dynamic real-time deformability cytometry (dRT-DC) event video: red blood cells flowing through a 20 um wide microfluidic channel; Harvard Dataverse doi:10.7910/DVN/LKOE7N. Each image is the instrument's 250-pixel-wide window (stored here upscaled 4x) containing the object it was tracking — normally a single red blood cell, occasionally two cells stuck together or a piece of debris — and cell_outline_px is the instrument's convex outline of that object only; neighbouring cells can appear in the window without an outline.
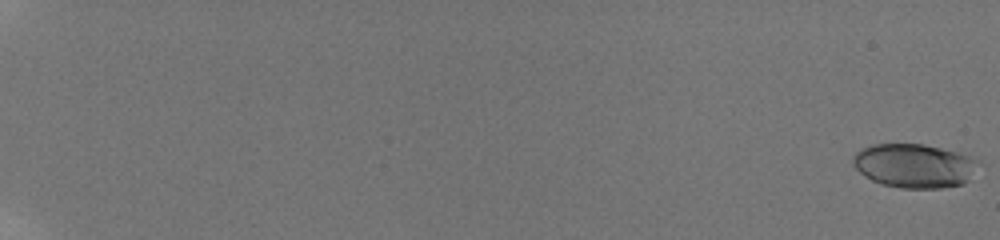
{"species": "human", "species_latin": "Homo sapiens", "temperature_condition": "room temperature", "stored_images_in_passage": 55, "camera_frame_rate_fps": 3000, "um_per_image_px": 0.085, "donor": {"sex": "male"}, "frame": {"image": 1, "passage_image": 1, "time_ms": 0.0, "image_size_px": [1000, 240], "cell_outline_px": [[984, 164], [964, 184], [940, 188], [900, 188], [880, 184], [864, 176], [852, 164], [852, 156], [860, 148], [872, 144], [924, 144], [956, 152], [980, 160]], "centroid_in_image_um": [77.74, 14.09], "position_along_channel_um": 7.3, "area_um2": 32.66}}
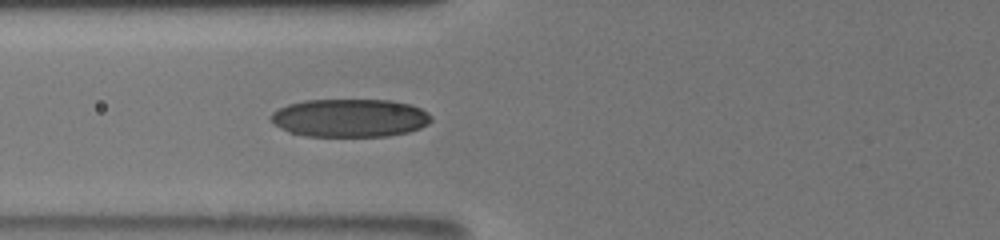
{"frame": {"image": 2, "passage_image": 42, "time_ms": 9.0, "image_size_px": [1000, 240], "cell_outline_px": [[432, 120], [428, 124], [420, 128], [408, 132], [388, 136], [304, 136], [288, 132], [280, 128], [268, 120], [268, 116], [272, 112], [288, 104], [304, 100], [392, 100], [412, 104], [428, 112], [432, 116]], "centroid_in_image_um": [29.72, 10.02], "position_along_channel_um": 96.1, "area_um2": 36.07}}
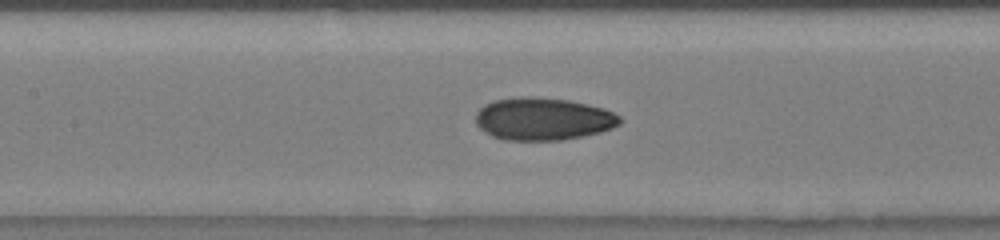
{"frame": {"image": 3, "passage_image": 50, "time_ms": 10.667, "image_size_px": [1000, 240], "cell_outline_px": [[624, 120], [620, 124], [612, 128], [600, 132], [564, 140], [504, 140], [492, 136], [484, 132], [476, 124], [476, 112], [484, 104], [496, 100], [520, 96], [528, 96], [568, 100], [604, 108], [620, 116]], "centroid_in_image_um": [46.16, 10.11], "position_along_channel_um": 161.2, "area_um2": 35.89}}